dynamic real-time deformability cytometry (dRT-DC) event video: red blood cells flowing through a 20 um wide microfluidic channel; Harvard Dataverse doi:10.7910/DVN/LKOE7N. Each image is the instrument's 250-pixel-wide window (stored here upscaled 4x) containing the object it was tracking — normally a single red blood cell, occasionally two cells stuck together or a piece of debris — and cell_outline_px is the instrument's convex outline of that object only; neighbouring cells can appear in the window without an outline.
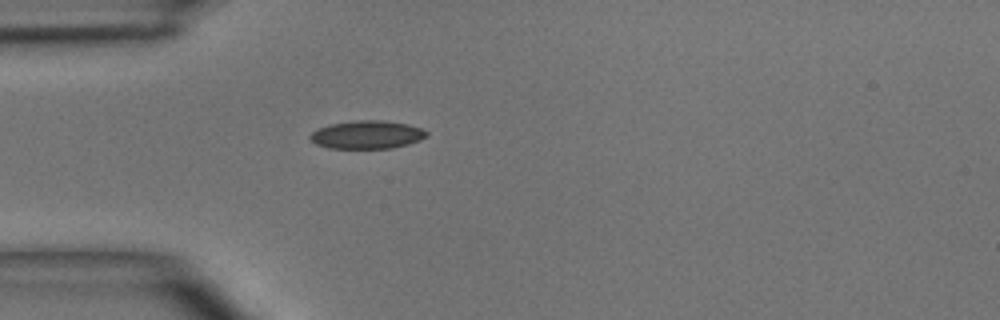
{"species": "common noctule bat (a hibernating species)", "species_latin": "Nyctalus noctula", "temperature_condition": "room temperature", "stored_images_in_passage": 1, "camera_frame_rate_fps": 3000, "um_per_image_px": 0.085, "animal": {"sex": "male", "body_mass_g": 15.6}, "frame": {"image": 1, "passage_image": 1, "time_ms": 0.0, "image_size_px": [1000, 320], "cell_outline_px": [[428, 136], [420, 140], [408, 144], [392, 148], [328, 148], [316, 144], [308, 136], [312, 132], [320, 128], [332, 124], [360, 120], [380, 120], [408, 124], [420, 128], [428, 132]], "centroid_in_image_um": [31.22, 11.45], "position_along_channel_um": 53.8, "area_um2": 18.9}}